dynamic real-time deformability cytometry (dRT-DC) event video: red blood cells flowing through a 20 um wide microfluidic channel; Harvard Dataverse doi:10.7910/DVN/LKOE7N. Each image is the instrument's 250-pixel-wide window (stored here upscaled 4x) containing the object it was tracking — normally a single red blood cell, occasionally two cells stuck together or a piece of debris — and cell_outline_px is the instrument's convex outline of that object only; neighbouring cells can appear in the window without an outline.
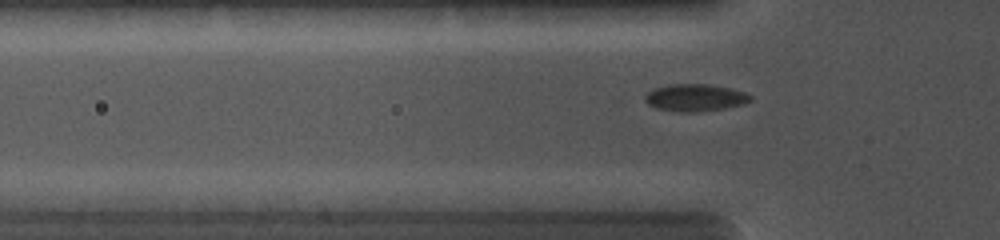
{"species": "common noctule bat (a hibernating species)", "species_latin": "Nyctalus noctula", "temperature_condition": "cold", "stored_images_in_passage": 52, "camera_frame_rate_fps": 5000, "um_per_image_px": 0.085, "animal": {"sex": "female", "body_mass_g": 19.0, "forearm_length_mm": 56.7}, "frame": {"image": 1, "passage_image": 15, "time_ms": 4.0, "image_size_px": [1000, 240], "cell_outline_px": [[752, 100], [744, 104], [724, 108], [696, 112], [680, 112], [656, 108], [648, 104], [644, 100], [648, 92], [656, 88], [668, 84], [708, 84], [732, 88], [744, 92], [752, 96]], "centroid_in_image_um": [59.11, 8.3], "position_along_channel_um": 66.7, "area_um2": 16.7}}
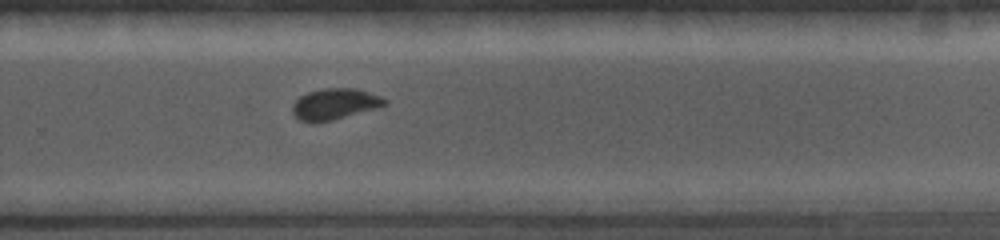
{"frame": {"image": 2, "passage_image": 36, "time_ms": 9.2, "image_size_px": [1000, 240], "cell_outline_px": [[388, 104], [376, 108], [332, 120], [316, 124], [308, 124], [300, 120], [292, 112], [292, 104], [300, 96], [308, 92], [324, 88], [356, 88], [380, 96], [388, 100]], "centroid_in_image_um": [28.42, 8.86], "position_along_channel_um": 301.4, "area_um2": 16.88}}
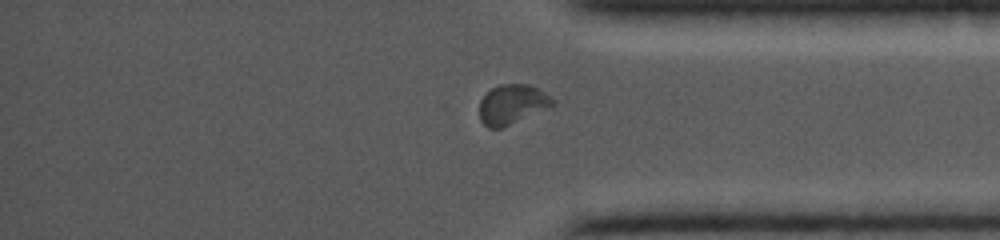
{"frame": {"image": 3, "passage_image": 44, "time_ms": 11.2, "image_size_px": [1000, 240], "cell_outline_px": [[556, 104], [500, 128], [488, 128], [480, 120], [480, 100], [492, 88], [500, 84], [528, 84], [544, 92], [556, 100]], "centroid_in_image_um": [43.53, 8.85], "position_along_channel_um": 391.7, "area_um2": 16.59}}